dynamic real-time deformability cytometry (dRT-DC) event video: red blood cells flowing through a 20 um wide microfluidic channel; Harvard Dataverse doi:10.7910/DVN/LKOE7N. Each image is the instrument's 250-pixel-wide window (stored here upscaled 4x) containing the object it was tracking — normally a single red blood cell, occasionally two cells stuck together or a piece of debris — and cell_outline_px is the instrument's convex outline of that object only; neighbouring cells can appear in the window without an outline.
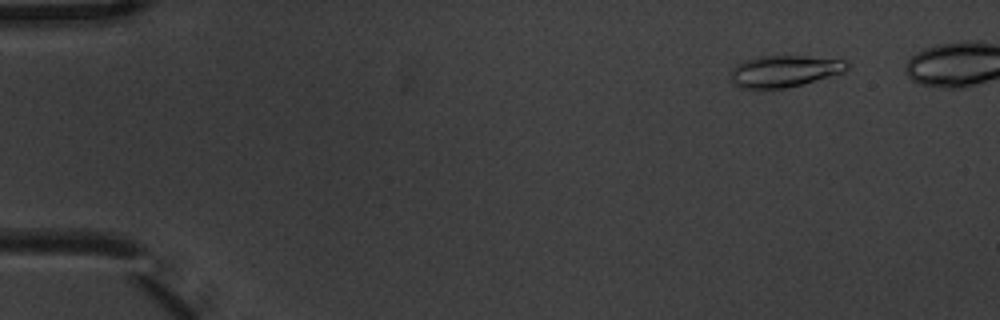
{"species": "common noctule bat (a hibernating species)", "species_latin": "Nyctalus noctula", "temperature_condition": "warm", "stored_images_in_passage": 6, "camera_frame_rate_fps": 3000, "um_per_image_px": 0.085, "animal": {"sex": "male", "body_mass_g": 20.1, "forearm_length_mm": 53.5}, "frame": {"image": 1, "passage_image": 2, "time_ms": 0.333, "image_size_px": [1000, 320], "cell_outline_px": [[848, 68], [844, 72], [816, 80], [784, 88], [740, 88], [732, 80], [732, 68], [736, 64], [744, 60], [760, 56], [804, 56], [848, 60]], "centroid_in_image_um": [66.69, 6.03], "position_along_channel_um": 18.3, "area_um2": 21.21}}